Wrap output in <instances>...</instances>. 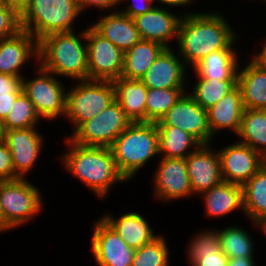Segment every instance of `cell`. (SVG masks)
Returning <instances> with one entry per match:
<instances>
[{"label":"cell","mask_w":266,"mask_h":266,"mask_svg":"<svg viewBox=\"0 0 266 266\" xmlns=\"http://www.w3.org/2000/svg\"><path fill=\"white\" fill-rule=\"evenodd\" d=\"M185 16V17H184ZM235 33L225 18L217 13H188L178 28L179 53L185 64L195 67L214 51L232 49Z\"/></svg>","instance_id":"1"},{"label":"cell","mask_w":266,"mask_h":266,"mask_svg":"<svg viewBox=\"0 0 266 266\" xmlns=\"http://www.w3.org/2000/svg\"><path fill=\"white\" fill-rule=\"evenodd\" d=\"M70 150L62 157L65 168L96 195L105 197L111 185L126 179L119 172L108 147L83 146L66 140Z\"/></svg>","instance_id":"2"},{"label":"cell","mask_w":266,"mask_h":266,"mask_svg":"<svg viewBox=\"0 0 266 266\" xmlns=\"http://www.w3.org/2000/svg\"><path fill=\"white\" fill-rule=\"evenodd\" d=\"M73 32L52 33L38 41L40 66L54 75L88 80L87 44Z\"/></svg>","instance_id":"3"},{"label":"cell","mask_w":266,"mask_h":266,"mask_svg":"<svg viewBox=\"0 0 266 266\" xmlns=\"http://www.w3.org/2000/svg\"><path fill=\"white\" fill-rule=\"evenodd\" d=\"M121 175L131 179L154 155L159 154V137L156 123H131L110 147Z\"/></svg>","instance_id":"4"},{"label":"cell","mask_w":266,"mask_h":266,"mask_svg":"<svg viewBox=\"0 0 266 266\" xmlns=\"http://www.w3.org/2000/svg\"><path fill=\"white\" fill-rule=\"evenodd\" d=\"M76 0H31L20 15V27L37 41L52 33L74 32L80 14Z\"/></svg>","instance_id":"5"},{"label":"cell","mask_w":266,"mask_h":266,"mask_svg":"<svg viewBox=\"0 0 266 266\" xmlns=\"http://www.w3.org/2000/svg\"><path fill=\"white\" fill-rule=\"evenodd\" d=\"M115 100L112 81L82 80L66 93L67 117L77 129Z\"/></svg>","instance_id":"6"},{"label":"cell","mask_w":266,"mask_h":266,"mask_svg":"<svg viewBox=\"0 0 266 266\" xmlns=\"http://www.w3.org/2000/svg\"><path fill=\"white\" fill-rule=\"evenodd\" d=\"M131 123L119 103L114 100L101 113L74 129L73 135L68 138L83 146L110 148Z\"/></svg>","instance_id":"7"},{"label":"cell","mask_w":266,"mask_h":266,"mask_svg":"<svg viewBox=\"0 0 266 266\" xmlns=\"http://www.w3.org/2000/svg\"><path fill=\"white\" fill-rule=\"evenodd\" d=\"M41 198L37 187L25 178L0 182V205L11 228L25 224L38 214L43 209Z\"/></svg>","instance_id":"8"},{"label":"cell","mask_w":266,"mask_h":266,"mask_svg":"<svg viewBox=\"0 0 266 266\" xmlns=\"http://www.w3.org/2000/svg\"><path fill=\"white\" fill-rule=\"evenodd\" d=\"M88 41V79L114 81L121 77L124 53L108 39L98 34L92 27L80 34Z\"/></svg>","instance_id":"9"},{"label":"cell","mask_w":266,"mask_h":266,"mask_svg":"<svg viewBox=\"0 0 266 266\" xmlns=\"http://www.w3.org/2000/svg\"><path fill=\"white\" fill-rule=\"evenodd\" d=\"M37 77L22 79V91L30 99L40 117L54 119L66 113V92L54 74L37 67Z\"/></svg>","instance_id":"10"},{"label":"cell","mask_w":266,"mask_h":266,"mask_svg":"<svg viewBox=\"0 0 266 266\" xmlns=\"http://www.w3.org/2000/svg\"><path fill=\"white\" fill-rule=\"evenodd\" d=\"M181 98L165 113L157 126H174L194 136L202 145L210 144L211 134L207 110L202 108L190 94Z\"/></svg>","instance_id":"11"},{"label":"cell","mask_w":266,"mask_h":266,"mask_svg":"<svg viewBox=\"0 0 266 266\" xmlns=\"http://www.w3.org/2000/svg\"><path fill=\"white\" fill-rule=\"evenodd\" d=\"M218 155L223 181L241 186L265 165L257 151L240 142L219 150Z\"/></svg>","instance_id":"12"},{"label":"cell","mask_w":266,"mask_h":266,"mask_svg":"<svg viewBox=\"0 0 266 266\" xmlns=\"http://www.w3.org/2000/svg\"><path fill=\"white\" fill-rule=\"evenodd\" d=\"M91 251L99 266H132L135 249L102 218L94 226Z\"/></svg>","instance_id":"13"},{"label":"cell","mask_w":266,"mask_h":266,"mask_svg":"<svg viewBox=\"0 0 266 266\" xmlns=\"http://www.w3.org/2000/svg\"><path fill=\"white\" fill-rule=\"evenodd\" d=\"M35 128L6 130L4 143L11 152L16 179L25 178L43 147V138Z\"/></svg>","instance_id":"14"},{"label":"cell","mask_w":266,"mask_h":266,"mask_svg":"<svg viewBox=\"0 0 266 266\" xmlns=\"http://www.w3.org/2000/svg\"><path fill=\"white\" fill-rule=\"evenodd\" d=\"M154 176L157 199L176 200L192 193L186 159L161 158Z\"/></svg>","instance_id":"15"},{"label":"cell","mask_w":266,"mask_h":266,"mask_svg":"<svg viewBox=\"0 0 266 266\" xmlns=\"http://www.w3.org/2000/svg\"><path fill=\"white\" fill-rule=\"evenodd\" d=\"M209 147L210 144L201 145L186 158L193 194H202L223 181L218 151L216 153Z\"/></svg>","instance_id":"16"},{"label":"cell","mask_w":266,"mask_h":266,"mask_svg":"<svg viewBox=\"0 0 266 266\" xmlns=\"http://www.w3.org/2000/svg\"><path fill=\"white\" fill-rule=\"evenodd\" d=\"M180 20L181 17L156 6L133 18L141 40L153 41L165 48H170L167 43L169 39H178Z\"/></svg>","instance_id":"17"},{"label":"cell","mask_w":266,"mask_h":266,"mask_svg":"<svg viewBox=\"0 0 266 266\" xmlns=\"http://www.w3.org/2000/svg\"><path fill=\"white\" fill-rule=\"evenodd\" d=\"M171 48H165L149 67L141 81L148 89L184 88L185 66Z\"/></svg>","instance_id":"18"},{"label":"cell","mask_w":266,"mask_h":266,"mask_svg":"<svg viewBox=\"0 0 266 266\" xmlns=\"http://www.w3.org/2000/svg\"><path fill=\"white\" fill-rule=\"evenodd\" d=\"M32 55L38 57V41L27 31L0 39V73L21 77L20 67Z\"/></svg>","instance_id":"19"},{"label":"cell","mask_w":266,"mask_h":266,"mask_svg":"<svg viewBox=\"0 0 266 266\" xmlns=\"http://www.w3.org/2000/svg\"><path fill=\"white\" fill-rule=\"evenodd\" d=\"M93 24L91 27L102 37L108 39L123 53L141 40L133 18L116 11Z\"/></svg>","instance_id":"20"},{"label":"cell","mask_w":266,"mask_h":266,"mask_svg":"<svg viewBox=\"0 0 266 266\" xmlns=\"http://www.w3.org/2000/svg\"><path fill=\"white\" fill-rule=\"evenodd\" d=\"M244 110L241 89L237 85L217 104L207 109L208 124L212 136L223 128H229L238 134Z\"/></svg>","instance_id":"21"},{"label":"cell","mask_w":266,"mask_h":266,"mask_svg":"<svg viewBox=\"0 0 266 266\" xmlns=\"http://www.w3.org/2000/svg\"><path fill=\"white\" fill-rule=\"evenodd\" d=\"M115 100L127 117L135 122H146V97L148 88L141 80L118 78L112 81Z\"/></svg>","instance_id":"22"},{"label":"cell","mask_w":266,"mask_h":266,"mask_svg":"<svg viewBox=\"0 0 266 266\" xmlns=\"http://www.w3.org/2000/svg\"><path fill=\"white\" fill-rule=\"evenodd\" d=\"M102 219L118 233L129 247L135 250L158 236L153 234V230L143 216L136 212L123 214L118 219L104 215Z\"/></svg>","instance_id":"23"},{"label":"cell","mask_w":266,"mask_h":266,"mask_svg":"<svg viewBox=\"0 0 266 266\" xmlns=\"http://www.w3.org/2000/svg\"><path fill=\"white\" fill-rule=\"evenodd\" d=\"M207 215L219 217L235 209L244 210L243 187L238 184L222 181L202 193Z\"/></svg>","instance_id":"24"},{"label":"cell","mask_w":266,"mask_h":266,"mask_svg":"<svg viewBox=\"0 0 266 266\" xmlns=\"http://www.w3.org/2000/svg\"><path fill=\"white\" fill-rule=\"evenodd\" d=\"M237 85L246 109L266 110V71L251 61L238 72Z\"/></svg>","instance_id":"25"},{"label":"cell","mask_w":266,"mask_h":266,"mask_svg":"<svg viewBox=\"0 0 266 266\" xmlns=\"http://www.w3.org/2000/svg\"><path fill=\"white\" fill-rule=\"evenodd\" d=\"M165 49L161 44L140 40L124 53L121 77L141 80L158 55Z\"/></svg>","instance_id":"26"},{"label":"cell","mask_w":266,"mask_h":266,"mask_svg":"<svg viewBox=\"0 0 266 266\" xmlns=\"http://www.w3.org/2000/svg\"><path fill=\"white\" fill-rule=\"evenodd\" d=\"M237 54L233 49L214 51L195 67V73L204 79L237 80Z\"/></svg>","instance_id":"27"},{"label":"cell","mask_w":266,"mask_h":266,"mask_svg":"<svg viewBox=\"0 0 266 266\" xmlns=\"http://www.w3.org/2000/svg\"><path fill=\"white\" fill-rule=\"evenodd\" d=\"M159 137V154L164 158L186 159L202 144L189 133L174 126H157ZM196 148L188 151L191 146ZM189 148V149H188ZM187 152V153H186Z\"/></svg>","instance_id":"28"},{"label":"cell","mask_w":266,"mask_h":266,"mask_svg":"<svg viewBox=\"0 0 266 266\" xmlns=\"http://www.w3.org/2000/svg\"><path fill=\"white\" fill-rule=\"evenodd\" d=\"M237 135L243 138L240 143L250 146L265 159L266 110L245 108Z\"/></svg>","instance_id":"29"},{"label":"cell","mask_w":266,"mask_h":266,"mask_svg":"<svg viewBox=\"0 0 266 266\" xmlns=\"http://www.w3.org/2000/svg\"><path fill=\"white\" fill-rule=\"evenodd\" d=\"M244 212L252 221L266 215V166L243 186Z\"/></svg>","instance_id":"30"},{"label":"cell","mask_w":266,"mask_h":266,"mask_svg":"<svg viewBox=\"0 0 266 266\" xmlns=\"http://www.w3.org/2000/svg\"><path fill=\"white\" fill-rule=\"evenodd\" d=\"M196 75L199 81L195 83L190 95L205 110L217 104L237 86V80L204 79Z\"/></svg>","instance_id":"31"},{"label":"cell","mask_w":266,"mask_h":266,"mask_svg":"<svg viewBox=\"0 0 266 266\" xmlns=\"http://www.w3.org/2000/svg\"><path fill=\"white\" fill-rule=\"evenodd\" d=\"M184 93H186L184 88L148 89L146 97V122H159Z\"/></svg>","instance_id":"32"},{"label":"cell","mask_w":266,"mask_h":266,"mask_svg":"<svg viewBox=\"0 0 266 266\" xmlns=\"http://www.w3.org/2000/svg\"><path fill=\"white\" fill-rule=\"evenodd\" d=\"M222 251L229 258H253V243L249 234L238 227H228L218 231Z\"/></svg>","instance_id":"33"},{"label":"cell","mask_w":266,"mask_h":266,"mask_svg":"<svg viewBox=\"0 0 266 266\" xmlns=\"http://www.w3.org/2000/svg\"><path fill=\"white\" fill-rule=\"evenodd\" d=\"M39 114L30 99L22 92L16 99L11 111L3 120L5 130L35 127Z\"/></svg>","instance_id":"34"},{"label":"cell","mask_w":266,"mask_h":266,"mask_svg":"<svg viewBox=\"0 0 266 266\" xmlns=\"http://www.w3.org/2000/svg\"><path fill=\"white\" fill-rule=\"evenodd\" d=\"M169 253L166 239L157 236L151 242L135 250L132 266H169Z\"/></svg>","instance_id":"35"},{"label":"cell","mask_w":266,"mask_h":266,"mask_svg":"<svg viewBox=\"0 0 266 266\" xmlns=\"http://www.w3.org/2000/svg\"><path fill=\"white\" fill-rule=\"evenodd\" d=\"M194 236L193 240L190 242L188 257L189 262L192 264L201 254H208L214 252H221L220 238L218 231L212 230L210 232L202 231Z\"/></svg>","instance_id":"36"},{"label":"cell","mask_w":266,"mask_h":266,"mask_svg":"<svg viewBox=\"0 0 266 266\" xmlns=\"http://www.w3.org/2000/svg\"><path fill=\"white\" fill-rule=\"evenodd\" d=\"M21 30L20 15L13 8L0 3V39L15 36Z\"/></svg>","instance_id":"37"},{"label":"cell","mask_w":266,"mask_h":266,"mask_svg":"<svg viewBox=\"0 0 266 266\" xmlns=\"http://www.w3.org/2000/svg\"><path fill=\"white\" fill-rule=\"evenodd\" d=\"M16 180L12 156L7 145L0 143V182Z\"/></svg>","instance_id":"38"},{"label":"cell","mask_w":266,"mask_h":266,"mask_svg":"<svg viewBox=\"0 0 266 266\" xmlns=\"http://www.w3.org/2000/svg\"><path fill=\"white\" fill-rule=\"evenodd\" d=\"M22 77L0 73V97L19 96L22 91Z\"/></svg>","instance_id":"39"},{"label":"cell","mask_w":266,"mask_h":266,"mask_svg":"<svg viewBox=\"0 0 266 266\" xmlns=\"http://www.w3.org/2000/svg\"><path fill=\"white\" fill-rule=\"evenodd\" d=\"M229 257L223 252L201 254L192 266H227Z\"/></svg>","instance_id":"40"},{"label":"cell","mask_w":266,"mask_h":266,"mask_svg":"<svg viewBox=\"0 0 266 266\" xmlns=\"http://www.w3.org/2000/svg\"><path fill=\"white\" fill-rule=\"evenodd\" d=\"M124 1V0H121ZM137 1V0H136ZM136 1L133 0L132 4H129L126 10L120 11L121 13L127 15L128 17L134 18L138 15L144 14L147 11L151 10L154 6L152 5L153 0H139L142 4H136Z\"/></svg>","instance_id":"41"},{"label":"cell","mask_w":266,"mask_h":266,"mask_svg":"<svg viewBox=\"0 0 266 266\" xmlns=\"http://www.w3.org/2000/svg\"><path fill=\"white\" fill-rule=\"evenodd\" d=\"M80 12L84 11L86 7L95 6L99 9H109L116 6L121 0H76Z\"/></svg>","instance_id":"42"},{"label":"cell","mask_w":266,"mask_h":266,"mask_svg":"<svg viewBox=\"0 0 266 266\" xmlns=\"http://www.w3.org/2000/svg\"><path fill=\"white\" fill-rule=\"evenodd\" d=\"M18 96L0 97V119L3 121L11 111Z\"/></svg>","instance_id":"43"},{"label":"cell","mask_w":266,"mask_h":266,"mask_svg":"<svg viewBox=\"0 0 266 266\" xmlns=\"http://www.w3.org/2000/svg\"><path fill=\"white\" fill-rule=\"evenodd\" d=\"M6 6L13 8L19 15L29 6L31 0H1Z\"/></svg>","instance_id":"44"},{"label":"cell","mask_w":266,"mask_h":266,"mask_svg":"<svg viewBox=\"0 0 266 266\" xmlns=\"http://www.w3.org/2000/svg\"><path fill=\"white\" fill-rule=\"evenodd\" d=\"M254 259L249 257L229 258L227 266H254Z\"/></svg>","instance_id":"45"},{"label":"cell","mask_w":266,"mask_h":266,"mask_svg":"<svg viewBox=\"0 0 266 266\" xmlns=\"http://www.w3.org/2000/svg\"><path fill=\"white\" fill-rule=\"evenodd\" d=\"M252 61L266 71V41L262 47L261 53L255 55V58H253Z\"/></svg>","instance_id":"46"},{"label":"cell","mask_w":266,"mask_h":266,"mask_svg":"<svg viewBox=\"0 0 266 266\" xmlns=\"http://www.w3.org/2000/svg\"><path fill=\"white\" fill-rule=\"evenodd\" d=\"M156 1V0H153ZM159 3H164L163 5H170L172 6H183L185 4H189L190 2H192V0H158Z\"/></svg>","instance_id":"47"},{"label":"cell","mask_w":266,"mask_h":266,"mask_svg":"<svg viewBox=\"0 0 266 266\" xmlns=\"http://www.w3.org/2000/svg\"><path fill=\"white\" fill-rule=\"evenodd\" d=\"M12 229L6 222L0 205V232Z\"/></svg>","instance_id":"48"},{"label":"cell","mask_w":266,"mask_h":266,"mask_svg":"<svg viewBox=\"0 0 266 266\" xmlns=\"http://www.w3.org/2000/svg\"><path fill=\"white\" fill-rule=\"evenodd\" d=\"M255 225L260 226L263 229V232L266 235V215L260 217L258 220H256Z\"/></svg>","instance_id":"49"},{"label":"cell","mask_w":266,"mask_h":266,"mask_svg":"<svg viewBox=\"0 0 266 266\" xmlns=\"http://www.w3.org/2000/svg\"><path fill=\"white\" fill-rule=\"evenodd\" d=\"M5 133L4 122L0 119V143L4 142Z\"/></svg>","instance_id":"50"}]
</instances>
